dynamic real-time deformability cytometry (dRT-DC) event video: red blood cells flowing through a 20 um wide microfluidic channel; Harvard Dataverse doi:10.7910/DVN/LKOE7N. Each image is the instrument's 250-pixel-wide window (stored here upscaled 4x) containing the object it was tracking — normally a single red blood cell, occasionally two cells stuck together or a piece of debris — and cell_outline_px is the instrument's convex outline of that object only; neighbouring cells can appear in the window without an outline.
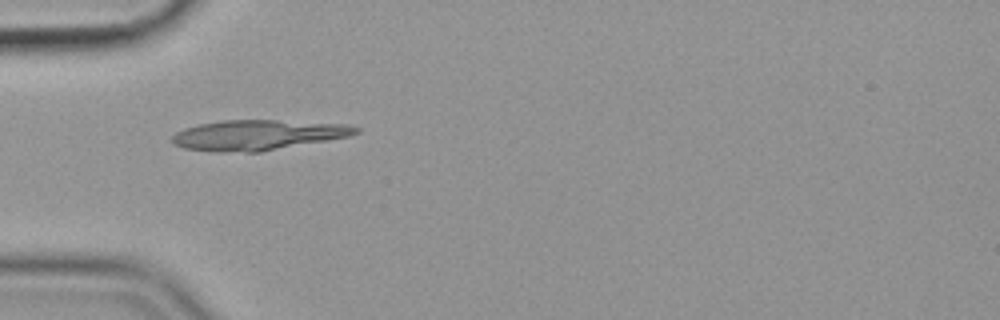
{"species": "common noctule bat (a hibernating species)", "species_latin": "Nyctalus noctula", "temperature_condition": "cold", "stored_images_in_passage": 39, "camera_frame_rate_fps": 3000, "um_per_image_px": 0.085, "animal": {"sex": "female", "body_mass_g": 19.9}, "frame": {"image": 1, "passage_image": 1, "time_ms": 0.0, "image_size_px": [1000, 320], "cell_outline_px": [[360, 132], [348, 136], [260, 152], [216, 152], [184, 148], [172, 144], [172, 136], [176, 132], [184, 128], [200, 124], [220, 120], [276, 120], [348, 124], [360, 128]], "centroid_in_image_um": [21.88, 11.47], "position_along_channel_um": 63.1, "area_um2": 32.31}}
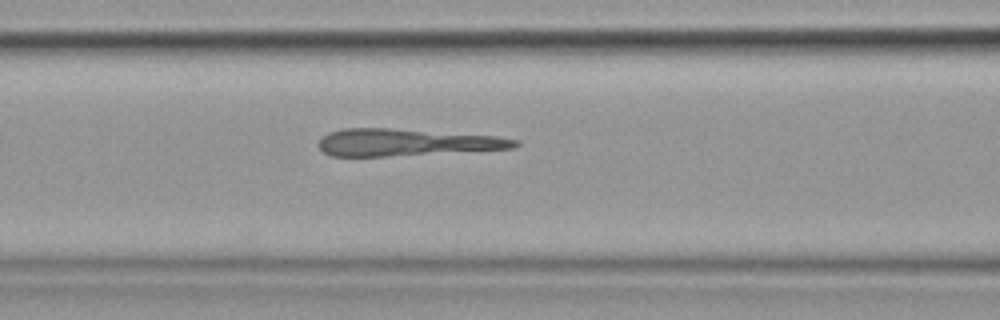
{"frame": {"image": 2, "passage_image": 7, "time_ms": 2.0, "image_size_px": [1000, 320], "cell_outline_px": [[520, 144], [516, 148], [384, 156], [332, 156], [324, 152], [316, 144], [328, 132], [340, 128], [388, 128], [496, 136], [520, 140]], "centroid_in_image_um": [34.51, 12.09], "position_along_channel_um": 132.1, "area_um2": 30.69}}
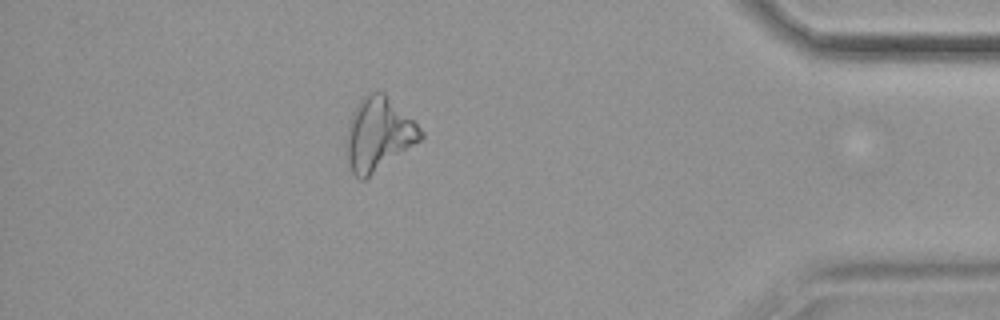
{"frame": {"image": 3, "passage_image": 33, "time_ms": 10.667, "image_size_px": [1000, 320], "cell_outline_px": [[424, 136], [420, 140], [364, 180], [360, 180], [352, 172], [348, 164], [348, 120], [352, 112], [360, 100], [368, 92], [384, 92], [424, 132]], "centroid_in_image_um": [32.16, 11.39], "position_along_channel_um": 403.0, "area_um2": 30.92}}